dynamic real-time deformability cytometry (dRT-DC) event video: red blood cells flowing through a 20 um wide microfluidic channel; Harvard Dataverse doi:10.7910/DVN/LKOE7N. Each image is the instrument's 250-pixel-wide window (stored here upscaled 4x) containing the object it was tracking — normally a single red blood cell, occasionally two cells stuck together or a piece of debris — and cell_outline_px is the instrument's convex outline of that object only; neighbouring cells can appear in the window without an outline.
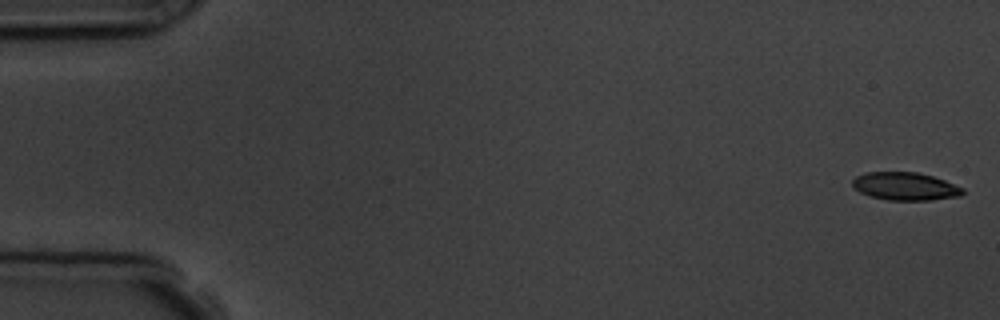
{"species": "common noctule bat (a hibernating species)", "species_latin": "Nyctalus noctula", "temperature_condition": "room temperature", "stored_images_in_passage": 5, "camera_frame_rate_fps": 3000, "um_per_image_px": 0.085, "animal": {"sex": "male", "body_mass_g": 19.5, "forearm_length_mm": 54.6}, "frame": {"image": 1, "passage_image": 1, "time_ms": 0.0, "image_size_px": [1000, 320], "cell_outline_px": [[964, 192], [960, 196], [932, 200], [888, 200], [868, 196], [852, 188], [852, 180], [856, 176], [864, 172], [916, 172], [932, 176], [944, 180], [964, 188]], "centroid_in_image_um": [76.91, 15.84], "position_along_channel_um": 8.1, "area_um2": 18.09}}
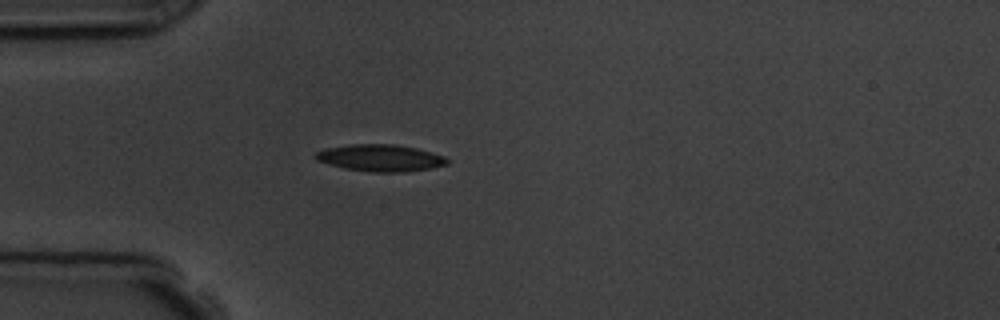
{"frame": {"image": 2, "passage_image": 5, "time_ms": 4.667, "image_size_px": [1000, 320], "cell_outline_px": [[448, 164], [432, 168], [404, 172], [372, 172], [344, 168], [328, 164], [316, 160], [312, 156], [316, 152], [324, 148], [352, 144], [396, 144], [416, 148], [444, 156], [448, 160]], "centroid_in_image_um": [32.3, 13.42], "position_along_channel_um": 52.7, "area_um2": 20.69}}